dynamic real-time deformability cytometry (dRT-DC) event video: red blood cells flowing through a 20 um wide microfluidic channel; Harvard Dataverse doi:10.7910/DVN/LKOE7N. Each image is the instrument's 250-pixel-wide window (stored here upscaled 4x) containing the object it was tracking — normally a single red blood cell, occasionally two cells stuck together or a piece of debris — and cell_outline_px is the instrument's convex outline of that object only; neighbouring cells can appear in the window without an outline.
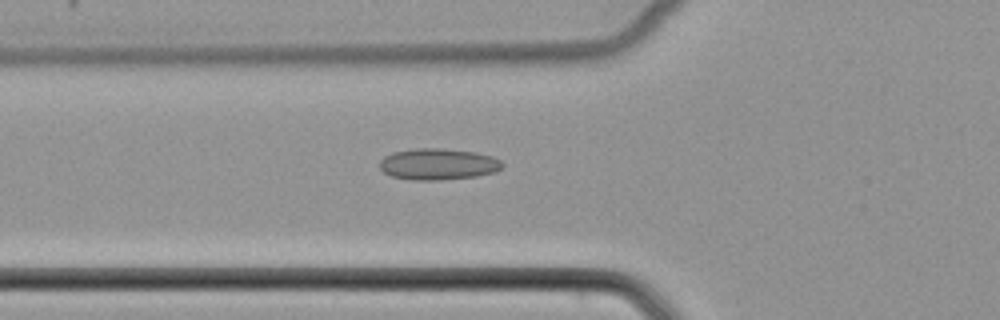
{"species": "common noctule bat (a hibernating species)", "species_latin": "Nyctalus noctula", "temperature_condition": "cold", "stored_images_in_passage": 37, "camera_frame_rate_fps": 3000, "um_per_image_px": 0.085, "animal": {"sex": "female", "body_mass_g": 22.7, "forearm_length_mm": 54.2}, "frame": {"image": 1, "passage_image": 5, "time_ms": 1.333, "image_size_px": [1000, 320], "cell_outline_px": [[504, 164], [496, 172], [476, 176], [440, 180], [412, 180], [392, 176], [384, 172], [380, 168], [380, 160], [384, 156], [392, 152], [416, 148], [440, 148], [476, 152], [492, 156], [500, 160]], "centroid_in_image_um": [37.24, 13.95], "position_along_channel_um": 88.6, "area_um2": 22.48}}
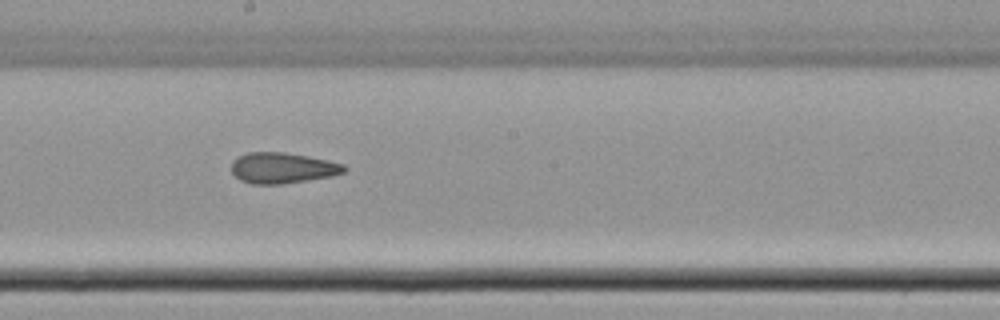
{"frame": {"image": 2, "passage_image": 15, "time_ms": 4.667, "image_size_px": [1000, 320], "cell_outline_px": [[348, 168], [344, 172], [332, 176], [284, 184], [252, 184], [240, 180], [232, 172], [232, 160], [248, 152], [284, 152], [308, 156], [328, 160], [344, 164]], "centroid_in_image_um": [24.03, 14.28], "position_along_channel_um": 224.2, "area_um2": 20.29}}
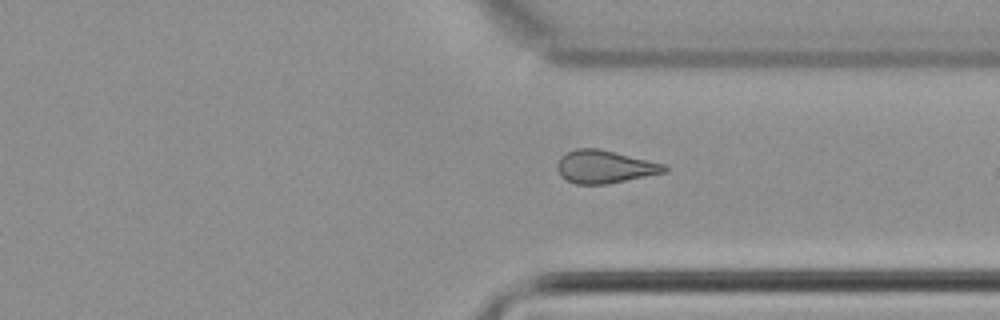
{"frame": {"image": 3, "passage_image": 25, "time_ms": 8.0, "image_size_px": [1000, 320], "cell_outline_px": [[668, 172], [608, 184], [576, 184], [560, 176], [556, 168], [556, 164], [560, 156], [576, 148], [600, 148], [664, 164], [668, 168]], "centroid_in_image_um": [51.39, 14.17], "position_along_channel_um": 360.0, "area_um2": 20.69}}